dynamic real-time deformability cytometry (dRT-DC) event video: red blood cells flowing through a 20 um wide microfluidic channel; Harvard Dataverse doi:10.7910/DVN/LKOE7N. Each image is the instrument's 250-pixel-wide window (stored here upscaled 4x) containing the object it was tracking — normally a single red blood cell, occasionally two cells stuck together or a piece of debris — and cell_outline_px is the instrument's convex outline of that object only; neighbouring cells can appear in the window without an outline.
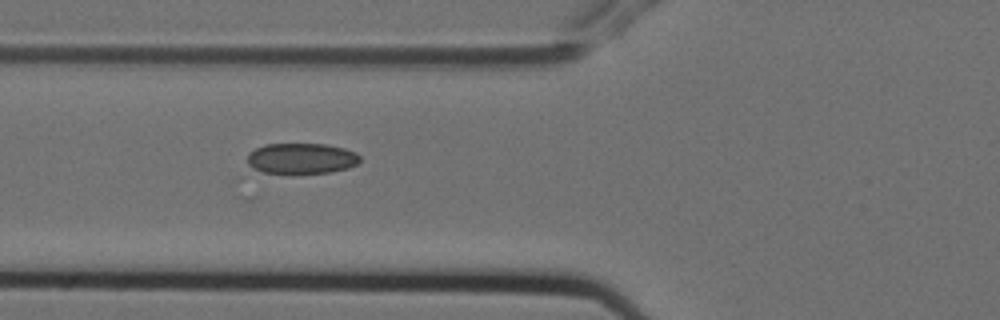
{"species": "Egyptian fruit bat (a non-hibernating species)", "species_latin": "Rousettus aegyptiacus", "temperature_condition": "cold", "stored_images_in_passage": 7, "camera_frame_rate_fps": 3000, "um_per_image_px": 0.085, "animal": {"sex": "female"}, "frame": {"image": 1, "passage_image": 7, "time_ms": 2.0, "image_size_px": [1000, 320], "cell_outline_px": [[360, 160], [356, 164], [348, 168], [332, 172], [292, 176], [264, 172], [252, 168], [248, 164], [248, 152], [264, 144], [324, 144], [344, 148], [356, 152], [360, 156]], "centroid_in_image_um": [25.61, 13.51], "position_along_channel_um": 100.2, "area_um2": 20.87}}